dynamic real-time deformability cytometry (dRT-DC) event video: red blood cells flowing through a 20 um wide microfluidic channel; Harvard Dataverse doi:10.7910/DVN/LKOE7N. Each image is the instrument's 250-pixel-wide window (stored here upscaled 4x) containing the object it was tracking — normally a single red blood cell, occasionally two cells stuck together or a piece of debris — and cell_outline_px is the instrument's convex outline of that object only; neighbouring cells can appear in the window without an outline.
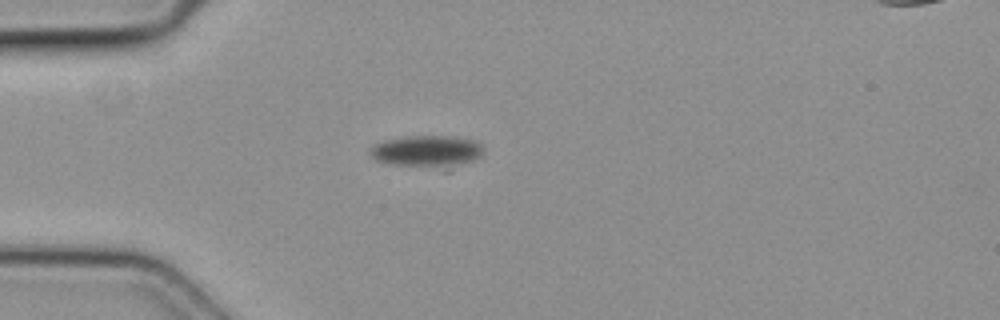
{"species": "common noctule bat (a hibernating species)", "species_latin": "Nyctalus noctula", "temperature_condition": "cold", "stored_images_in_passage": 8, "camera_frame_rate_fps": 3000, "um_per_image_px": 0.085, "animal": {"sex": "female", "body_mass_g": 19.3, "forearm_length_mm": 54.1}, "frame": {"image": 1, "passage_image": 5, "time_ms": 1.333, "image_size_px": [1000, 320], "cell_outline_px": [[480, 156], [448, 172], [444, 172], [392, 164], [376, 160], [372, 156], [372, 148], [376, 144], [384, 140], [404, 136], [448, 136], [476, 140], [480, 144]], "centroid_in_image_um": [36.33, 12.92], "position_along_channel_um": 48.7, "area_um2": 21.68}}
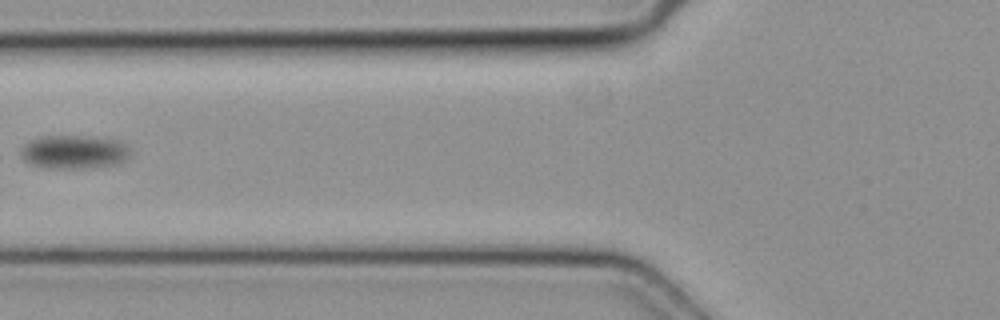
{"frame": {"image": 2, "passage_image": 7, "time_ms": 2.0, "image_size_px": [1000, 320], "cell_outline_px": [[132, 152], [124, 160], [116, 164], [88, 168], [44, 168], [32, 164], [24, 160], [20, 152], [24, 144], [28, 140], [40, 136], [80, 136], [116, 140], [124, 144]], "centroid_in_image_um": [6.25, 12.92], "position_along_channel_um": 119.6, "area_um2": 21.33}}
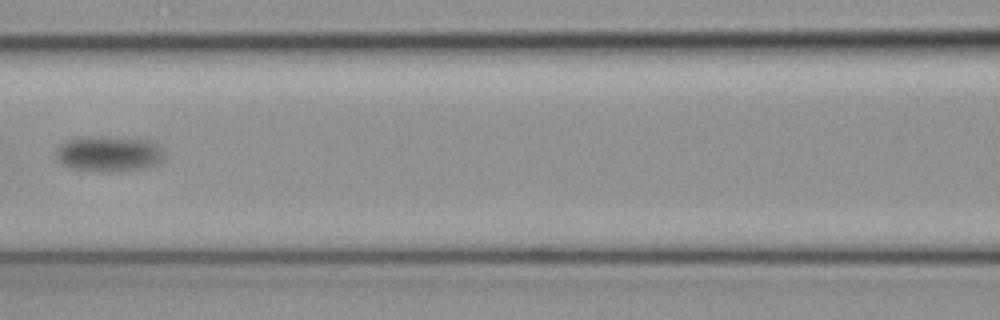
{"frame": {"image": 3, "passage_image": 8, "time_ms": 2.333, "image_size_px": [1000, 320], "cell_outline_px": [[164, 160], [156, 164], [144, 168], [72, 168], [64, 164], [56, 156], [56, 148], [60, 144], [68, 140], [100, 136], [156, 140], [160, 144], [164, 152]], "centroid_in_image_um": [9.35, 12.99], "position_along_channel_um": 157.2, "area_um2": 21.44}}